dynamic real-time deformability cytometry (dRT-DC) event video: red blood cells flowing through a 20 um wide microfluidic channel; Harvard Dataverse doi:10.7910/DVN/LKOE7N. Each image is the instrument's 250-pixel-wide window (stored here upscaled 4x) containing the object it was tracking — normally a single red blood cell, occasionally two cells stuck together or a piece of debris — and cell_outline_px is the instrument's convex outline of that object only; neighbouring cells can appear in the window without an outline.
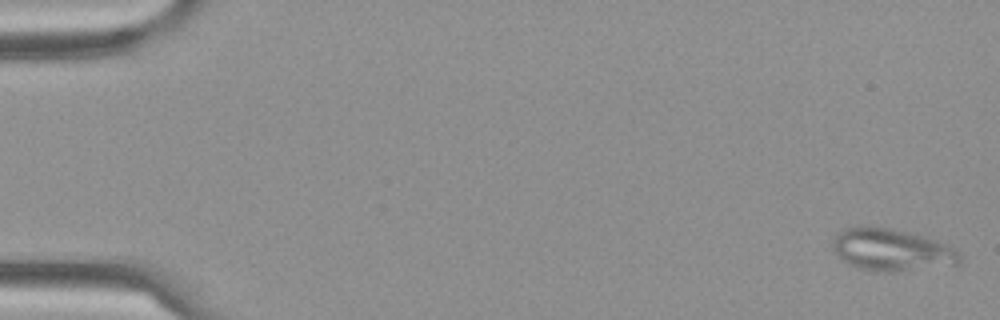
{"species": "Egyptian fruit bat (a non-hibernating species)", "species_latin": "Rousettus aegyptiacus", "temperature_condition": "cold", "stored_images_in_passage": 10, "camera_frame_rate_fps": 3000, "um_per_image_px": 0.085, "frame": {"image": 1, "passage_image": 2, "time_ms": 0.333, "image_size_px": [1000, 320], "cell_outline_px": [[960, 264], [892, 272], [888, 272], [864, 268], [852, 264], [844, 260], [832, 248], [832, 240], [836, 232], [844, 228], [868, 224], [888, 228], [924, 236], [936, 240], [960, 252]], "centroid_in_image_um": [75.77, 21.2], "position_along_channel_um": 9.2, "area_um2": 30.98}}